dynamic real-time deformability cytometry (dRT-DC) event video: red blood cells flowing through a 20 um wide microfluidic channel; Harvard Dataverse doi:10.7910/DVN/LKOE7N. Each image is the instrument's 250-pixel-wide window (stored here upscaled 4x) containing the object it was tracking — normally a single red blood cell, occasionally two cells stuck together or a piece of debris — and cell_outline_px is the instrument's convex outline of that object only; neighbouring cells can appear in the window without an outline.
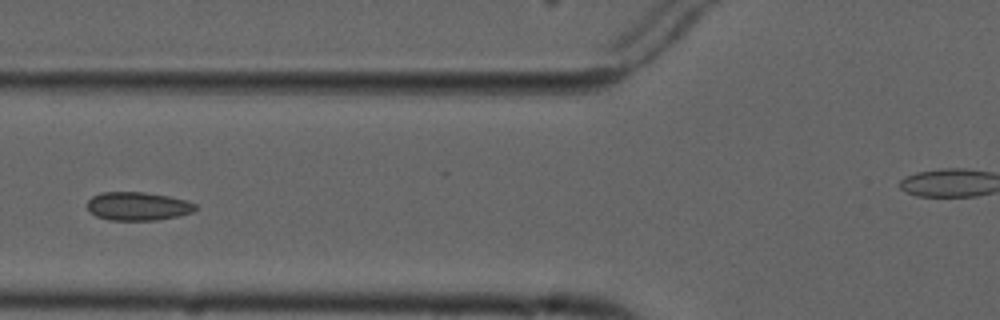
{"species": "common noctule bat (a hibernating species)", "species_latin": "Nyctalus noctula", "temperature_condition": "cold", "stored_images_in_passage": 6, "camera_frame_rate_fps": 3000, "um_per_image_px": 0.085, "animal": {"sex": "male", "forearm_length_mm": 52.5}, "frame": {"image": 1, "passage_image": 6, "time_ms": 5.667, "image_size_px": [1000, 320], "cell_outline_px": [[200, 208], [192, 212], [176, 216], [156, 220], [108, 220], [96, 216], [88, 208], [88, 200], [92, 196], [104, 192], [144, 192], [168, 196], [184, 200], [196, 204]], "centroid_in_image_um": [11.73, 17.53], "position_along_channel_um": 114.1, "area_um2": 17.8}}